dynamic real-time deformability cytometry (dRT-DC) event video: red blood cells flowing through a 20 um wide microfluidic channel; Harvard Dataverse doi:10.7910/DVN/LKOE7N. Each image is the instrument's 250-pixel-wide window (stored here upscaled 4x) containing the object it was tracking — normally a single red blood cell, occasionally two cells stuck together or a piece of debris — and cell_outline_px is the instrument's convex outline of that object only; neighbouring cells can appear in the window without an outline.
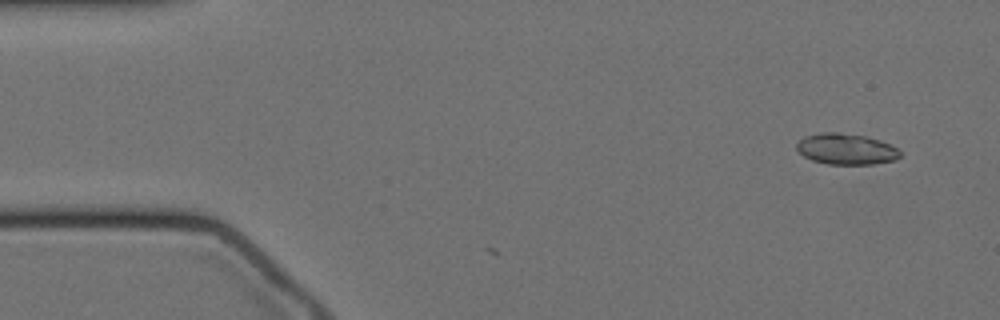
{"species": "Egyptian fruit bat (a non-hibernating species)", "species_latin": "Rousettus aegyptiacus", "temperature_condition": "cold", "stored_images_in_passage": 3, "camera_frame_rate_fps": 3000, "um_per_image_px": 0.085, "animal": {"sex": "female"}, "frame": {"image": 1, "passage_image": 3, "time_ms": 0.667, "image_size_px": [1000, 320], "cell_outline_px": [[900, 156], [896, 160], [872, 164], [828, 164], [812, 160], [804, 156], [796, 148], [796, 144], [804, 136], [820, 132], [840, 132], [864, 136], [880, 140], [896, 148], [900, 152]], "centroid_in_image_um": [71.9, 12.66], "position_along_channel_um": 13.1, "area_um2": 18.61}}